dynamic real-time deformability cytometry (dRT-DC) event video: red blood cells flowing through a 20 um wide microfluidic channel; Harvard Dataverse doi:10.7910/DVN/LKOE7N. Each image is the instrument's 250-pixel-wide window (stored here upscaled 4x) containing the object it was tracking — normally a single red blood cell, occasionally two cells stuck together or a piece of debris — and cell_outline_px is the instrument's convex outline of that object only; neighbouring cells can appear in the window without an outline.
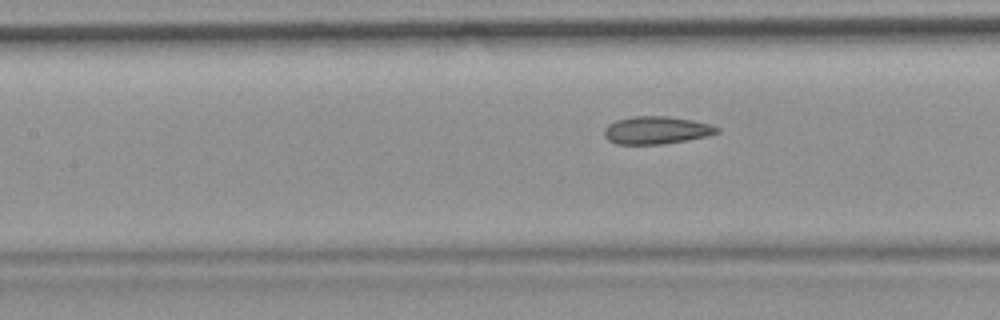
{"species": "common noctule bat (a hibernating species)", "species_latin": "Nyctalus noctula", "temperature_condition": "room temperature", "stored_images_in_passage": 6, "camera_frame_rate_fps": 3000, "um_per_image_px": 0.085, "animal": {"sex": "female", "body_mass_g": 19.9}, "frame": {"image": 1, "passage_image": 6, "time_ms": 6.667, "image_size_px": [1000, 320], "cell_outline_px": [[720, 132], [708, 136], [660, 144], [616, 144], [608, 140], [604, 136], [604, 128], [608, 124], [616, 120], [632, 116], [668, 116], [692, 120], [712, 124], [720, 128]], "centroid_in_image_um": [55.79, 11.06], "position_along_channel_um": 151.6, "area_um2": 18.26}}